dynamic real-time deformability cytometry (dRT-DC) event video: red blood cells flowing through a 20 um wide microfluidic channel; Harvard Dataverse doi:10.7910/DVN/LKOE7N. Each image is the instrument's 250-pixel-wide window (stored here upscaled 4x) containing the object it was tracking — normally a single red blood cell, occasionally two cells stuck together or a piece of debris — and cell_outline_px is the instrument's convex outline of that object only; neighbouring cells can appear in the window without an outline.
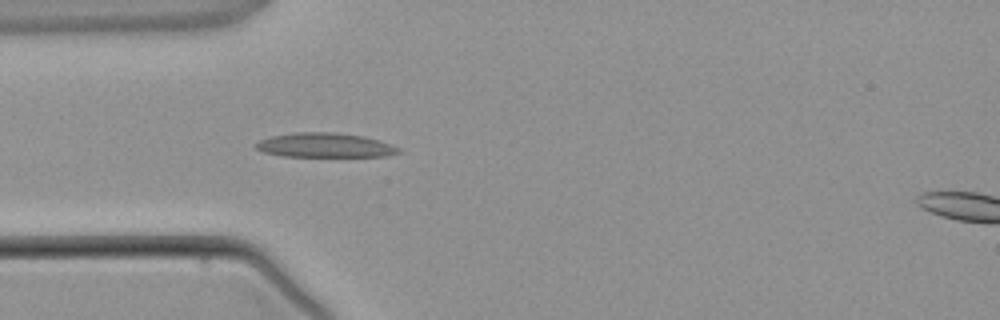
{"species": "common noctule bat (a hibernating species)", "species_latin": "Nyctalus noctula", "temperature_condition": "warm", "stored_images_in_passage": 5, "camera_frame_rate_fps": 3000, "um_per_image_px": 0.085, "animal": {"sex": "male", "body_mass_g": 21.5, "forearm_length_mm": 52.0}, "frame": {"image": 1, "passage_image": 4, "time_ms": 3.667, "image_size_px": [1000, 320], "cell_outline_px": [[400, 152], [384, 156], [284, 156], [264, 152], [256, 148], [252, 144], [260, 140], [272, 136], [296, 132], [332, 132], [364, 136], [400, 148]], "centroid_in_image_um": [27.56, 12.34], "position_along_channel_um": 57.4, "area_um2": 20.0}}